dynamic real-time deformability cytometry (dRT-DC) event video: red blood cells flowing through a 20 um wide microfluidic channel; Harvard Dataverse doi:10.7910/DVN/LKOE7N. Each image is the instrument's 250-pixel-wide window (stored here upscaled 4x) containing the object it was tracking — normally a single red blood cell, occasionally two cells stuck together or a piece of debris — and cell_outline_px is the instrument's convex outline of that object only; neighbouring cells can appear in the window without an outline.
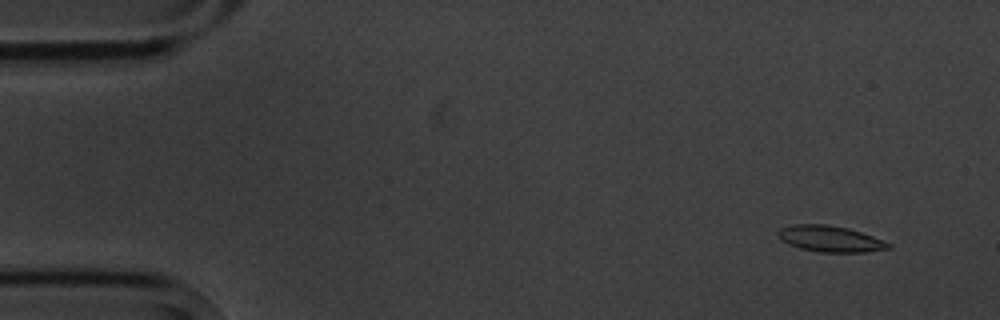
{"species": "common noctule bat (a hibernating species)", "species_latin": "Nyctalus noctula", "temperature_condition": "cold", "stored_images_in_passage": 5, "camera_frame_rate_fps": 3000, "um_per_image_px": 0.085, "animal": {"sex": "male", "body_mass_g": 20.1, "forearm_length_mm": 53.5}, "frame": {"image": 1, "passage_image": 1, "time_ms": 0.0, "image_size_px": [1000, 320], "cell_outline_px": [[892, 248], [868, 252], [820, 252], [800, 248], [788, 244], [780, 240], [776, 232], [780, 228], [792, 224], [824, 224], [848, 228], [872, 236], [892, 244]], "centroid_in_image_um": [70.54, 20.3], "position_along_channel_um": 14.5, "area_um2": 16.88}}